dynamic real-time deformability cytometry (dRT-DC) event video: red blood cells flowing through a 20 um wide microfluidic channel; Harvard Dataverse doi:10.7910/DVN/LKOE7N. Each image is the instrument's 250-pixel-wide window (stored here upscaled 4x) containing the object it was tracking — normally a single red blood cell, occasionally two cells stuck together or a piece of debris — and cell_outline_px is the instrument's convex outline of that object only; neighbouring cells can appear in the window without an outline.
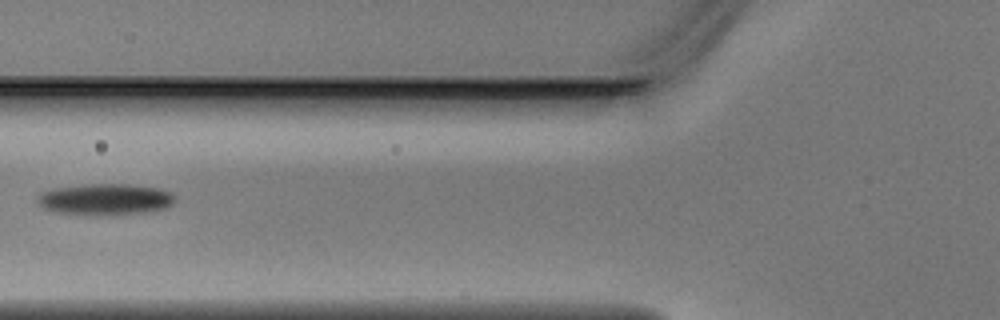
{"species": "Egyptian fruit bat (a non-hibernating species)", "species_latin": "Rousettus aegyptiacus", "temperature_condition": "warm", "stored_images_in_passage": 6, "camera_frame_rate_fps": 3000, "um_per_image_px": 0.085, "animal": {"sex": "male"}, "frame": {"image": 1, "passage_image": 5, "time_ms": 1.333, "image_size_px": [1000, 320], "cell_outline_px": [[176, 200], [172, 204], [164, 208], [144, 212], [112, 216], [96, 216], [56, 212], [44, 208], [36, 200], [36, 196], [40, 192], [52, 188], [88, 184], [128, 184], [160, 188], [172, 192], [176, 196]], "centroid_in_image_um": [8.94, 16.95], "position_along_channel_um": 116.9, "area_um2": 25.66}}
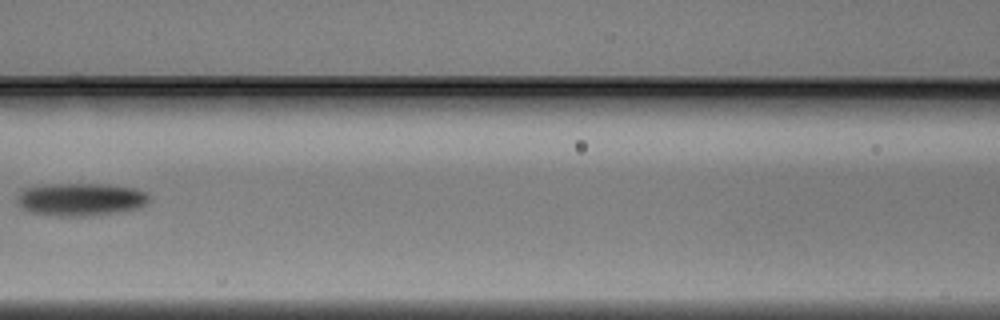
{"frame": {"image": 2, "passage_image": 6, "time_ms": 1.667, "image_size_px": [1000, 320], "cell_outline_px": [[148, 204], [140, 208], [120, 212], [84, 216], [60, 216], [28, 212], [20, 208], [16, 204], [16, 196], [24, 188], [48, 184], [108, 184], [132, 188], [148, 192]], "centroid_in_image_um": [6.83, 16.95], "position_along_channel_um": 159.8, "area_um2": 25.61}}